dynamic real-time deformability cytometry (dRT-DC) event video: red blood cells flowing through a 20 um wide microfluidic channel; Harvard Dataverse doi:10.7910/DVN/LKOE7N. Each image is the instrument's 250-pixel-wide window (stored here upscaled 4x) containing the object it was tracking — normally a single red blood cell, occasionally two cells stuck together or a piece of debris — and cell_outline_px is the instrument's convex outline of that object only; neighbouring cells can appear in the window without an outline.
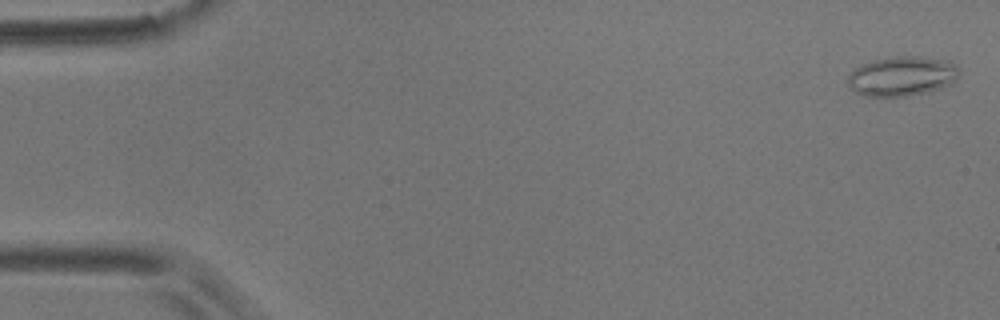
{"species": "common noctule bat (a hibernating species)", "species_latin": "Nyctalus noctula", "temperature_condition": "room temperature", "stored_images_in_passage": 5, "camera_frame_rate_fps": 3000, "um_per_image_px": 0.085, "animal": {"sex": "male", "body_mass_g": 17.9}, "frame": {"image": 1, "passage_image": 1, "time_ms": 0.0, "image_size_px": [1000, 320], "cell_outline_px": [[960, 76], [948, 84], [940, 88], [928, 92], [908, 96], [864, 96], [856, 92], [848, 84], [848, 72], [860, 64], [872, 60], [888, 56], [924, 56], [952, 60], [960, 68]], "centroid_in_image_um": [76.69, 6.44], "position_along_channel_um": 8.3, "area_um2": 26.36}}